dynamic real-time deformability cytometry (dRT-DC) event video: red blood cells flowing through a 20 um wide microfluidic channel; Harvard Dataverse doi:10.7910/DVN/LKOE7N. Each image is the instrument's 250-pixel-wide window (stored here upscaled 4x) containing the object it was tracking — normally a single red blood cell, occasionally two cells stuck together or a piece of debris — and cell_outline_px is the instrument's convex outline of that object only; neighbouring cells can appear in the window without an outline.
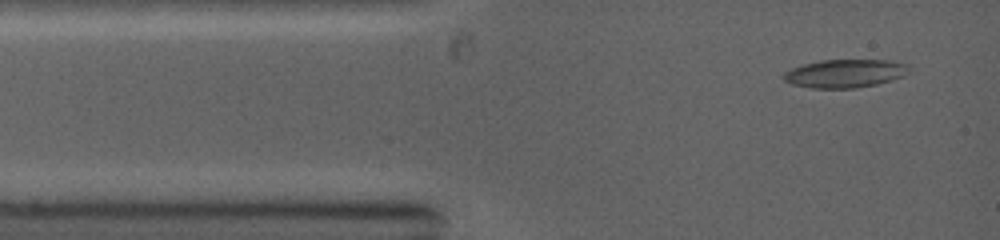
{"species": "common noctule bat (a hibernating species)", "species_latin": "Nyctalus noctula", "temperature_condition": "warm", "stored_images_in_passage": 8, "camera_frame_rate_fps": 5000, "um_per_image_px": 0.085, "animal": {"sex": "female", "body_mass_g": 19.0, "forearm_length_mm": 53.3}, "frame": {"image": 1, "passage_image": 1, "time_ms": 0.0, "image_size_px": [1000, 240], "cell_outline_px": [[912, 72], [904, 76], [892, 80], [876, 84], [856, 88], [812, 88], [792, 84], [784, 80], [784, 72], [792, 68], [804, 64], [820, 60], [892, 60], [908, 64], [912, 68]], "centroid_in_image_um": [71.91, 6.24], "position_along_channel_um": 13.1, "area_um2": 20.87}}
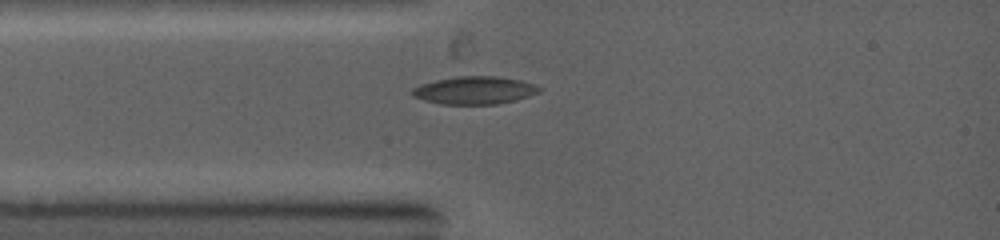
{"frame": {"image": 2, "passage_image": 5, "time_ms": 1.6, "image_size_px": [1000, 240], "cell_outline_px": [[544, 88], [540, 92], [516, 100], [496, 104], [440, 104], [424, 100], [412, 96], [412, 88], [420, 84], [436, 80], [456, 76], [496, 76], [520, 80], [536, 84]], "centroid_in_image_um": [40.36, 7.67], "position_along_channel_um": 44.6, "area_um2": 20.69}}